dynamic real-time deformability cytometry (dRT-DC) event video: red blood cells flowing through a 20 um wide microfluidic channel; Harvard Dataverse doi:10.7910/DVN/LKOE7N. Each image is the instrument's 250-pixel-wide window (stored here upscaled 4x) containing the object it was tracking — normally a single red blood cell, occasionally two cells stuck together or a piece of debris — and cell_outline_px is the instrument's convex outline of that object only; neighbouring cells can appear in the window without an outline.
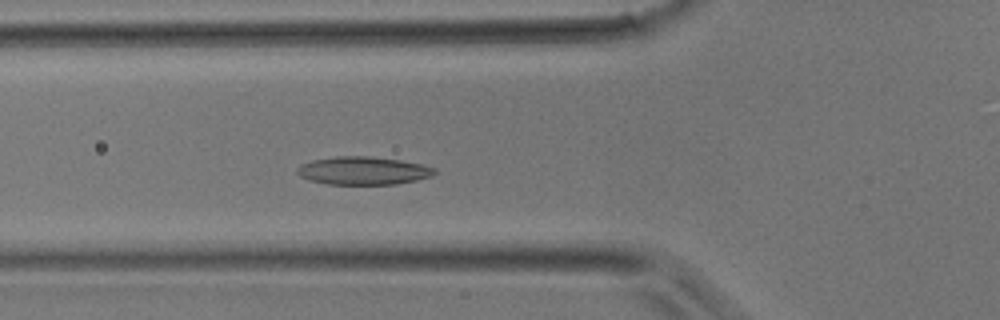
{"species": "common noctule bat (a hibernating species)", "species_latin": "Nyctalus noctula", "temperature_condition": "room temperature", "stored_images_in_passage": 32, "camera_frame_rate_fps": 3000, "um_per_image_px": 0.085, "animal": {"sex": "male", "body_mass_g": 17.9}, "frame": {"image": 1, "passage_image": 7, "time_ms": 2.0, "image_size_px": [1000, 320], "cell_outline_px": [[436, 172], [432, 176], [416, 180], [396, 184], [328, 184], [308, 180], [300, 176], [296, 172], [296, 168], [300, 164], [312, 160], [336, 156], [372, 156], [400, 160], [424, 164], [436, 168]], "centroid_in_image_um": [30.87, 14.5], "position_along_channel_um": 94.9, "area_um2": 22.66}}
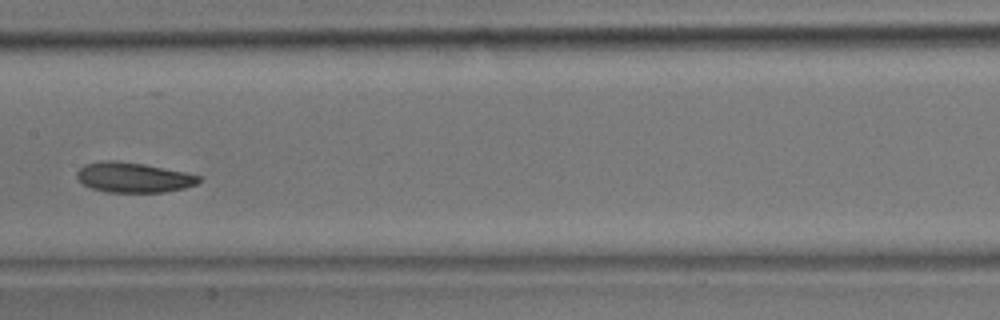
{"frame": {"image": 2, "passage_image": 13, "time_ms": 4.0, "image_size_px": [1000, 320], "cell_outline_px": [[200, 180], [196, 184], [184, 188], [164, 192], [104, 192], [92, 188], [84, 184], [76, 176], [76, 172], [84, 164], [104, 160], [116, 160], [144, 164], [188, 172], [200, 176]], "centroid_in_image_um": [11.34, 15.07], "position_along_channel_um": 196.1, "area_um2": 21.44}}
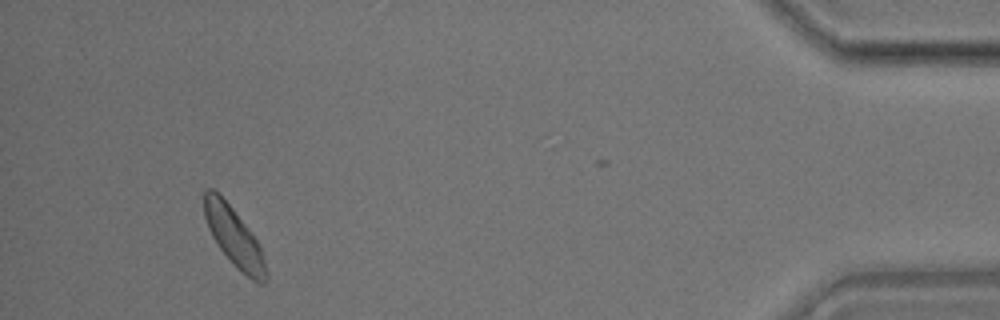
{"frame": {"image": 3, "passage_image": 30, "time_ms": 9.667, "image_size_px": [1000, 320], "cell_outline_px": [[268, 276], [264, 284], [260, 284], [252, 280], [232, 264], [216, 244], [208, 228], [204, 216], [204, 188], [212, 188], [232, 208], [252, 232], [260, 244], [268, 272]], "centroid_in_image_um": [19.91, 20.18], "position_along_channel_um": 415.3, "area_um2": 21.39}}